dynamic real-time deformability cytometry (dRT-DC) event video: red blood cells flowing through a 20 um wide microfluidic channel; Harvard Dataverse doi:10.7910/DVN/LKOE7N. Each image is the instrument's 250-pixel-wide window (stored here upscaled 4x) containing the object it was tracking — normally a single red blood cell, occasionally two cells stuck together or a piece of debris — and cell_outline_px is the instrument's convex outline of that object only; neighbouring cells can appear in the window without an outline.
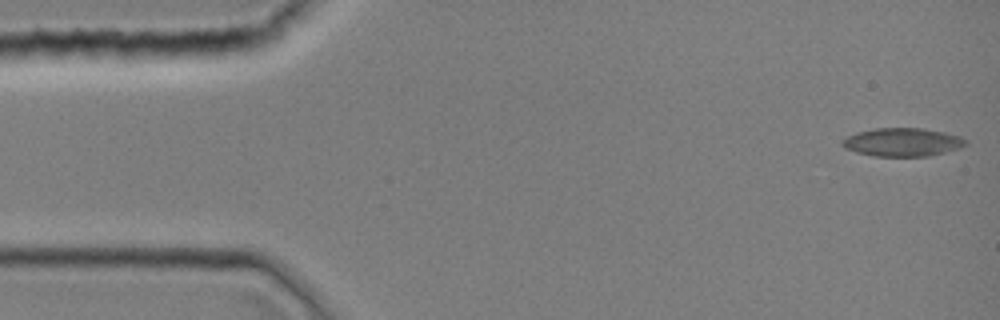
{"species": "common noctule bat (a hibernating species)", "species_latin": "Nyctalus noctula", "temperature_condition": "room temperature", "stored_images_in_passage": 43, "camera_frame_rate_fps": 3000, "um_per_image_px": 0.085, "animal": {"sex": "female", "body_mass_g": 19.0, "forearm_length_mm": 51.5}, "frame": {"image": 1, "passage_image": 1, "time_ms": 0.0, "image_size_px": [1000, 320], "cell_outline_px": [[968, 144], [944, 152], [928, 156], [872, 156], [856, 152], [844, 148], [840, 144], [848, 136], [856, 132], [876, 128], [920, 128], [944, 132], [960, 136]], "centroid_in_image_um": [76.66, 12.08], "position_along_channel_um": 8.3, "area_um2": 20.17}}
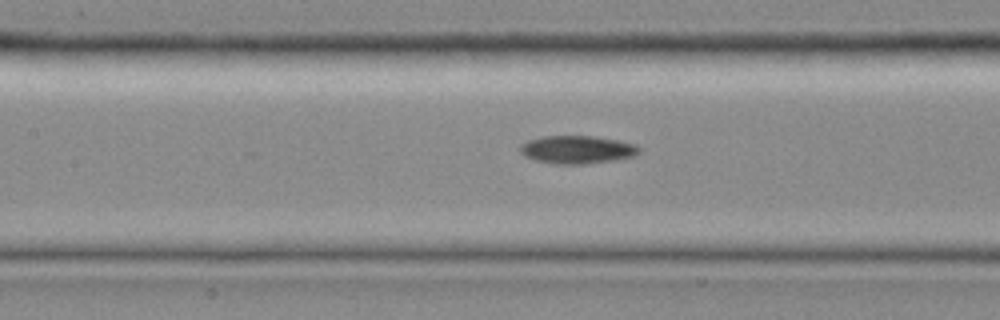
{"frame": {"image": 2, "passage_image": 19, "time_ms": 6.0, "image_size_px": [1000, 320], "cell_outline_px": [[640, 152], [632, 156], [616, 160], [584, 164], [556, 164], [536, 160], [524, 156], [516, 148], [520, 144], [528, 140], [544, 136], [592, 136], [620, 140], [636, 144], [640, 148]], "centroid_in_image_um": [49.03, 12.71], "position_along_channel_um": 158.4, "area_um2": 19.59}}
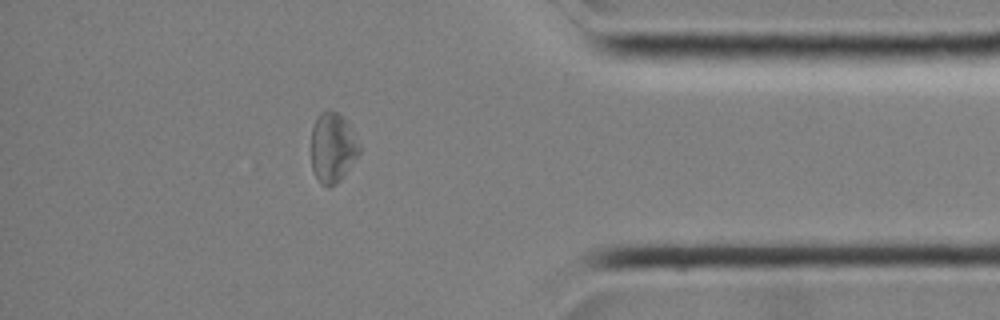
{"frame": {"image": 3, "passage_image": 37, "time_ms": 12.0, "image_size_px": [1000, 320], "cell_outline_px": [[360, 152], [356, 160], [340, 180], [336, 184], [328, 188], [320, 184], [312, 168], [312, 128], [320, 112], [336, 112], [344, 116], [360, 144]], "centroid_in_image_um": [28.3, 12.58], "position_along_channel_um": 406.9, "area_um2": 19.59}}